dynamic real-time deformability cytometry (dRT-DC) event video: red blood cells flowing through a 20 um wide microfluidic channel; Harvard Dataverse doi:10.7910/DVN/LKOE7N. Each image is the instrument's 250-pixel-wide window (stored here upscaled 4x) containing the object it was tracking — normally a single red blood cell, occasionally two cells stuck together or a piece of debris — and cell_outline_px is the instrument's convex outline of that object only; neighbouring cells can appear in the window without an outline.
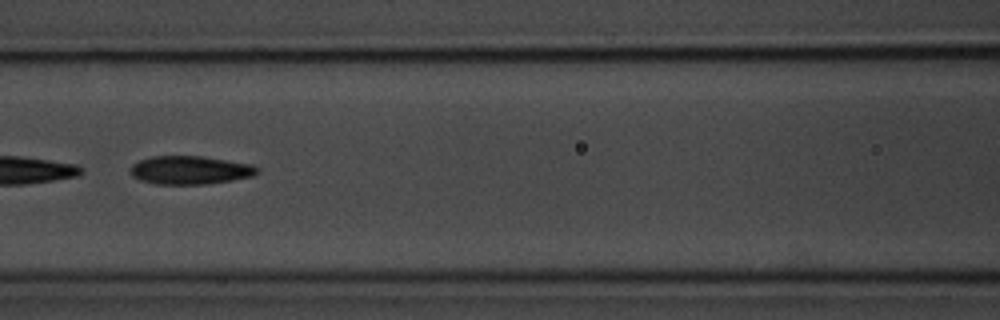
{"species": "common noctule bat (a hibernating species)", "species_latin": "Nyctalus noctula", "temperature_condition": "room temperature", "stored_images_in_passage": 37, "camera_frame_rate_fps": 3000, "um_per_image_px": 0.085, "animal": {"sex": "male", "body_mass_g": 20.1, "forearm_length_mm": 53.5}, "frame": {"image": 1, "passage_image": 23, "time_ms": 7.333, "image_size_px": [1000, 320], "cell_outline_px": [[260, 172], [252, 176], [232, 180], [204, 184], [156, 184], [140, 180], [132, 176], [128, 172], [128, 168], [132, 164], [140, 160], [152, 156], [204, 156], [252, 164], [260, 168]], "centroid_in_image_um": [16.14, 14.45], "position_along_channel_um": 150.5, "area_um2": 21.21}}